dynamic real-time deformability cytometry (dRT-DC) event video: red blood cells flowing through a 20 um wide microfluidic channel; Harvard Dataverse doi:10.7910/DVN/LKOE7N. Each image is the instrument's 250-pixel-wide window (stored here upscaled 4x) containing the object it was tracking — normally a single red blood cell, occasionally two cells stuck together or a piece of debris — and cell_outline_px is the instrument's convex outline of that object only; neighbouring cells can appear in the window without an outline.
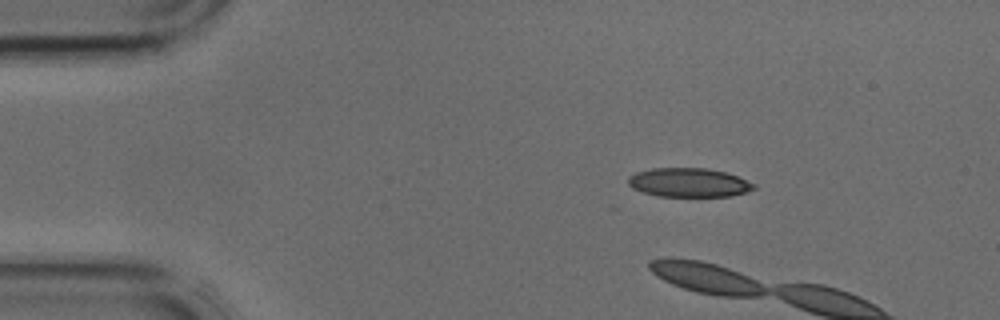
{"species": "common noctule bat (a hibernating species)", "species_latin": "Nyctalus noctula", "temperature_condition": "cold", "stored_images_in_passage": 3, "camera_frame_rate_fps": 3000, "um_per_image_px": 0.085, "animal": {"sex": "male", "body_mass_g": 17.9, "forearm_length_mm": 54.2}, "frame": {"image": 1, "passage_image": 1, "time_ms": 0.0, "image_size_px": [1000, 320], "cell_outline_px": [[756, 188], [748, 192], [732, 196], [660, 196], [644, 192], [632, 188], [628, 184], [628, 176], [636, 172], [652, 168], [708, 168], [724, 172], [736, 176], [756, 184]], "centroid_in_image_um": [58.56, 15.51], "position_along_channel_um": 26.4, "area_um2": 21.21}}